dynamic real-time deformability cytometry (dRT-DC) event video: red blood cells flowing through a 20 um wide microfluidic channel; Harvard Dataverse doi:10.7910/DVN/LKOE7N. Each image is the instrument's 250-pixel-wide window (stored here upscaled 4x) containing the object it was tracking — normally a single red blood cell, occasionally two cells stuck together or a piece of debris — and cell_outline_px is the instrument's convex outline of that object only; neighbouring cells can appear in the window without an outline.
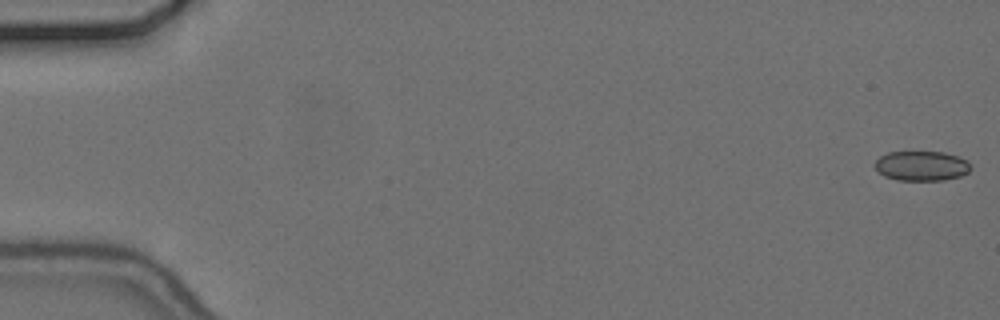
{"species": "common noctule bat (a hibernating species)", "species_latin": "Nyctalus noctula", "temperature_condition": "cold", "stored_images_in_passage": 21, "camera_frame_rate_fps": 3000, "um_per_image_px": 0.085, "animal": {"sex": "female", "body_mass_g": 24.6, "forearm_length_mm": 56.2}, "frame": {"image": 1, "passage_image": 1, "time_ms": 0.0, "image_size_px": [1000, 320], "cell_outline_px": [[972, 168], [968, 172], [960, 176], [944, 180], [896, 180], [884, 176], [876, 168], [876, 160], [880, 156], [888, 152], [944, 152], [968, 160]], "centroid_in_image_um": [78.36, 14.1], "position_along_channel_um": 6.6, "area_um2": 16.59}}
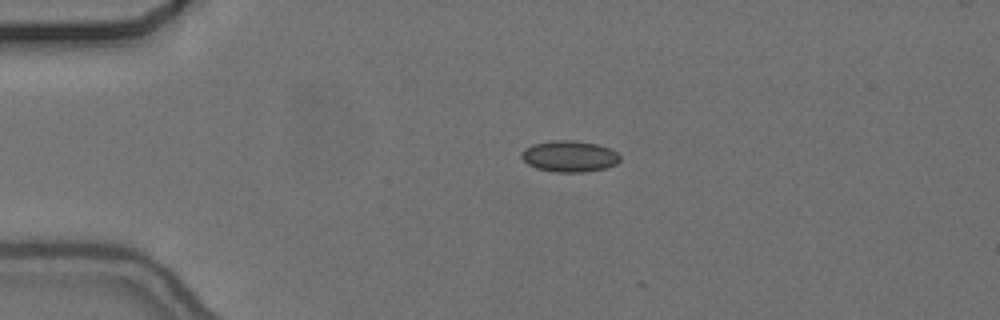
{"frame": {"image": 2, "passage_image": 13, "time_ms": 4.0, "image_size_px": [1000, 320], "cell_outline_px": [[620, 160], [616, 164], [604, 168], [584, 172], [556, 172], [536, 168], [528, 164], [520, 156], [524, 148], [532, 144], [552, 140], [576, 140], [596, 144], [608, 148], [616, 152], [620, 156]], "centroid_in_image_um": [48.38, 13.28], "position_along_channel_um": 36.6, "area_um2": 17.92}}